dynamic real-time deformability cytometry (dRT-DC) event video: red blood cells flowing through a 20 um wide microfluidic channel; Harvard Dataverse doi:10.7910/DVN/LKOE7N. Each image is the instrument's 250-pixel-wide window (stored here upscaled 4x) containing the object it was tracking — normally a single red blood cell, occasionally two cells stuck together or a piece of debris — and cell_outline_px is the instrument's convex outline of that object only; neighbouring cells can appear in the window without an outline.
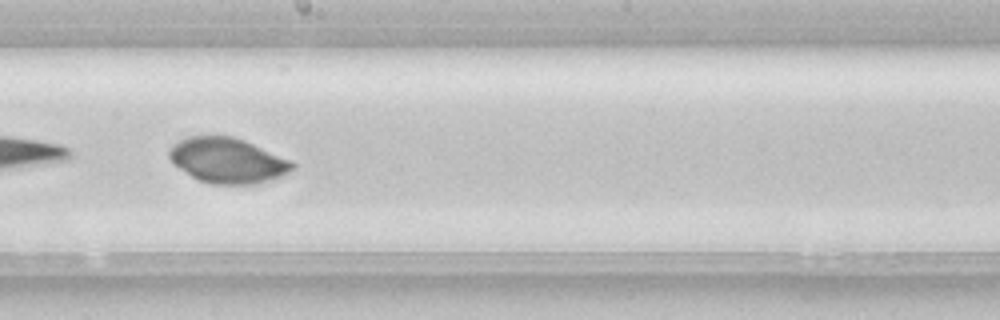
{"species": "common noctule bat (a hibernating species)", "species_latin": "Nyctalus noctula", "temperature_condition": "room temperature", "stored_images_in_passage": 33, "camera_frame_rate_fps": 3000, "um_per_image_px": 0.085, "animal": {"sex": "female", "body_mass_g": 22.7, "forearm_length_mm": 54.2}, "frame": {"image": 1, "passage_image": 24, "time_ms": 7.667, "image_size_px": [1000, 320], "cell_outline_px": [[296, 164], [288, 172], [280, 176], [256, 184], [212, 184], [196, 180], [172, 164], [168, 156], [168, 152], [172, 144], [188, 136], [232, 136], [244, 140], [292, 160]], "centroid_in_image_um": [19.3, 13.64], "position_along_channel_um": 228.9, "area_um2": 32.6}}